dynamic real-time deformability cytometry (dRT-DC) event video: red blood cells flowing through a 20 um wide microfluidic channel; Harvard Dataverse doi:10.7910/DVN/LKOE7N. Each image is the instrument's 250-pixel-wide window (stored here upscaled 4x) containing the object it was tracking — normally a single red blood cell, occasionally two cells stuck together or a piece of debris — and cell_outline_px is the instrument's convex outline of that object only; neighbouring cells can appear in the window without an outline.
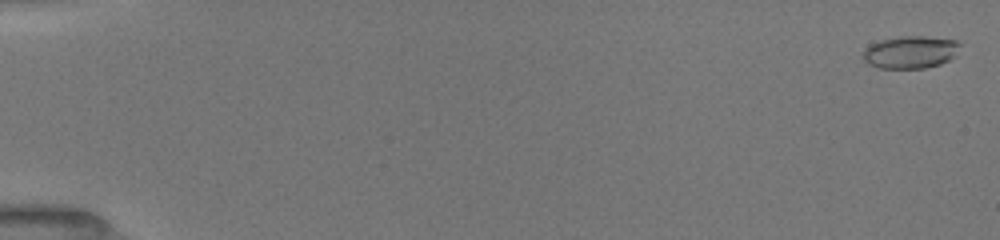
{"species": "common noctule bat (a hibernating species)", "species_latin": "Nyctalus noctula", "temperature_condition": "room temperature", "stored_images_in_passage": 69, "camera_frame_rate_fps": 3000, "um_per_image_px": 0.085, "animal": {"sex": "female", "body_mass_g": 19.5, "forearm_length_mm": 54.1}, "frame": {"image": 1, "passage_image": 3, "time_ms": 0.333, "image_size_px": [1000, 240], "cell_outline_px": [[960, 44], [956, 56], [940, 64], [924, 68], [880, 68], [868, 64], [864, 60], [864, 48], [868, 44], [880, 40], [900, 36], [924, 36], [956, 40]], "centroid_in_image_um": [77.37, 4.42], "position_along_channel_um": 7.6, "area_um2": 18.44}}
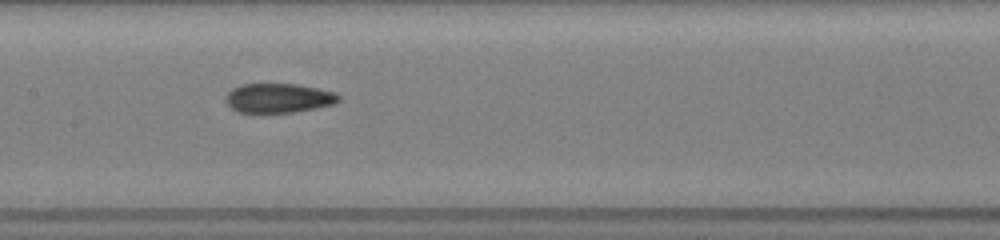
{"frame": {"image": 2, "passage_image": 45, "time_ms": 9.0, "image_size_px": [1000, 240], "cell_outline_px": [[340, 100], [332, 104], [316, 108], [292, 112], [236, 112], [224, 100], [224, 96], [232, 88], [244, 84], [296, 84], [336, 92], [340, 96]], "centroid_in_image_um": [23.65, 8.33], "position_along_channel_um": 183.7, "area_um2": 19.25}}
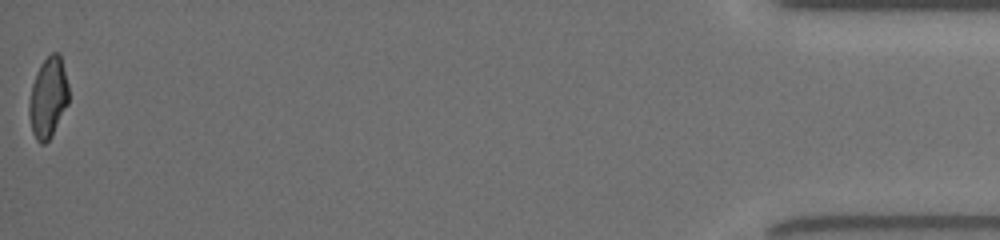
{"frame": {"image": 3, "passage_image": 69, "time_ms": 17.333, "image_size_px": [1000, 240], "cell_outline_px": [[68, 104], [52, 136], [44, 144], [40, 144], [36, 140], [32, 132], [28, 112], [28, 104], [32, 84], [36, 72], [40, 64], [52, 52], [60, 52], [68, 84]], "centroid_in_image_um": [4.08, 8.3], "position_along_channel_um": 431.1, "area_um2": 18.79}, "authors_computed_cell_mechanics": {"area_um2": 19.1318, "velocity_mm_per_s": 4.023, "shape_relaxation_time_tau1_ms": null, "shape_relaxation_time_tau2_ms": 2.0322, "deformation_change_tau1": null, "deformation_change_tau2": 0.0732}}